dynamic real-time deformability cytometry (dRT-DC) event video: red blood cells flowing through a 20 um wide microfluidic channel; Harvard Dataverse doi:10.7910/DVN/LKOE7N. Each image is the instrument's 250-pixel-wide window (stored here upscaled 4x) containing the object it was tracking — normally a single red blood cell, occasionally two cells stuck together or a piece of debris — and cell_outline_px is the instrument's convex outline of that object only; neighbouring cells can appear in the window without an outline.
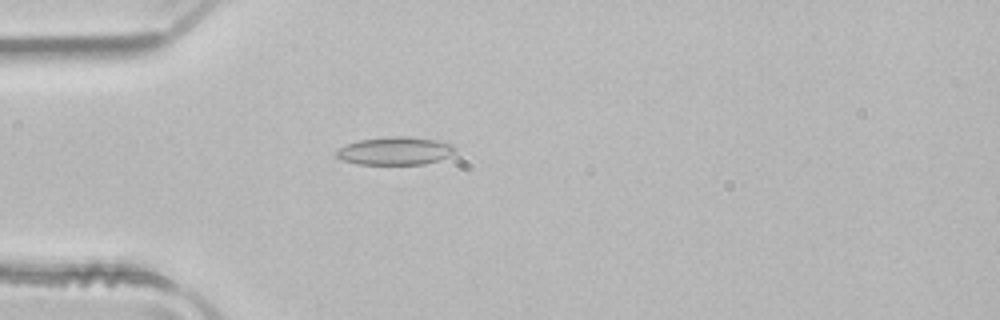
{"species": "common noctule bat (a hibernating species)", "species_latin": "Nyctalus noctula", "temperature_condition": "room temperature", "stored_images_in_passage": 41, "camera_frame_rate_fps": 3000, "um_per_image_px": 0.085, "animal": {"sex": "male", "body_mass_g": 21.5, "forearm_length_mm": 52.0}, "frame": {"image": 1, "passage_image": 5, "time_ms": 1.333, "image_size_px": [1000, 320], "cell_outline_px": [[456, 148], [448, 156], [424, 164], [356, 164], [340, 160], [336, 156], [336, 152], [340, 148], [348, 144], [360, 140], [392, 136], [408, 136], [436, 140], [452, 144]], "centroid_in_image_um": [33.56, 12.82], "position_along_channel_um": 51.4, "area_um2": 19.13}}
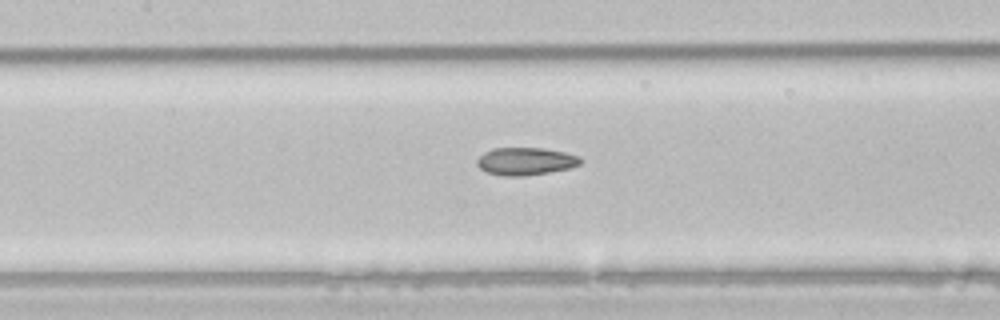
{"frame": {"image": 2, "passage_image": 14, "time_ms": 4.333, "image_size_px": [1000, 320], "cell_outline_px": [[584, 160], [580, 164], [568, 168], [548, 172], [524, 176], [504, 176], [488, 172], [480, 168], [476, 164], [476, 160], [484, 152], [492, 148], [544, 148], [564, 152], [580, 156]], "centroid_in_image_um": [44.68, 13.7], "position_along_channel_um": 162.7, "area_um2": 16.65}}
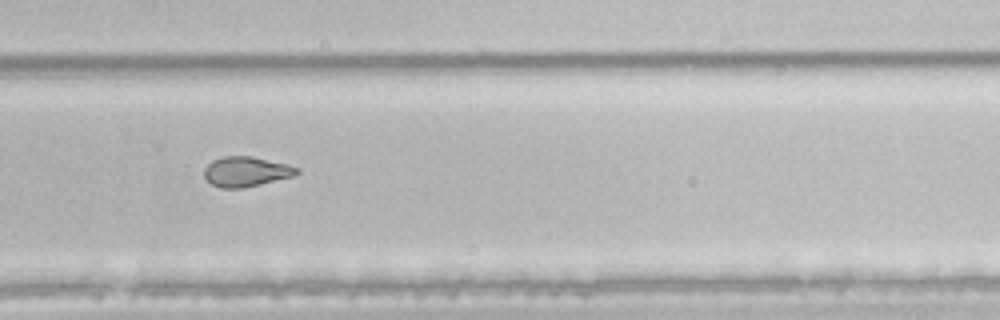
{"frame": {"image": 3, "passage_image": 25, "time_ms": 8.0, "image_size_px": [1000, 320], "cell_outline_px": [[300, 172], [292, 176], [244, 188], [220, 188], [212, 184], [204, 176], [204, 168], [212, 160], [224, 156], [252, 156], [288, 164], [300, 168]], "centroid_in_image_um": [20.92, 14.58], "position_along_channel_um": 308.9, "area_um2": 16.18}, "authors_computed_cell_mechanics": {"area_um2": 17.4556, "velocity_mm_per_s": 4.0065, "shape_relaxation_time_tau1_ms": null, "shape_relaxation_time_tau2_ms": 3.4844, "deformation_change_tau1": null, "deformation_change_tau2": 0.1027}}